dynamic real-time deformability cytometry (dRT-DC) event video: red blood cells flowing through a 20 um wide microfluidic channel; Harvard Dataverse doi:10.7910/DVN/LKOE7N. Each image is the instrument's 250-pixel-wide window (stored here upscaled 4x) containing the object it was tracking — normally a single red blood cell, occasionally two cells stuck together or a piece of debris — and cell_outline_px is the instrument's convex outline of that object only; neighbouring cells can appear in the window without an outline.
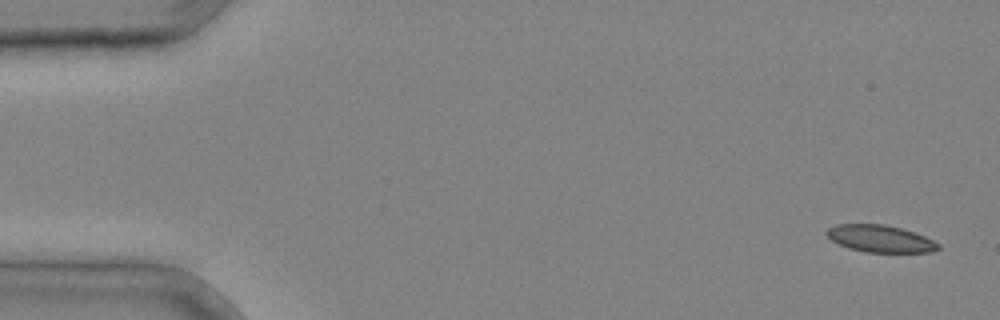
{"species": "common noctule bat (a hibernating species)", "species_latin": "Nyctalus noctula", "temperature_condition": "cold", "stored_images_in_passage": 4, "camera_frame_rate_fps": 3000, "um_per_image_px": 0.085, "animal": {"sex": "male", "body_mass_g": 20.4}, "frame": {"image": 1, "passage_image": 1, "time_ms": 0.0, "image_size_px": [1000, 320], "cell_outline_px": [[940, 248], [932, 252], [864, 252], [848, 248], [832, 240], [824, 232], [828, 228], [836, 224], [884, 224], [900, 228], [924, 236], [940, 244]], "centroid_in_image_um": [74.8, 20.29], "position_along_channel_um": 10.2, "area_um2": 17.51}}
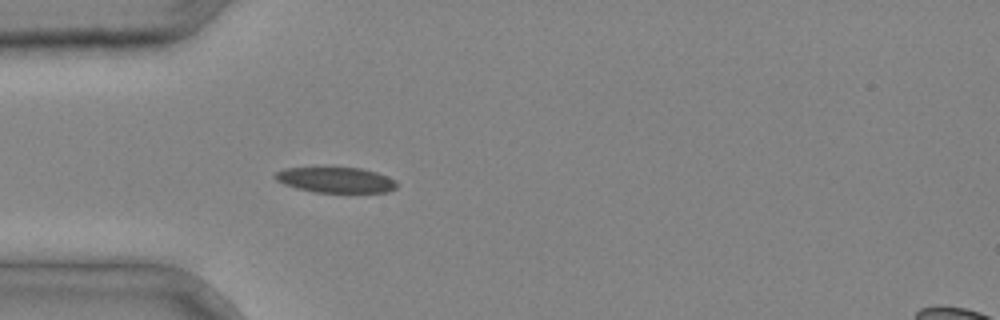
{"frame": {"image": 2, "passage_image": 4, "time_ms": 1.0, "image_size_px": [1000, 320], "cell_outline_px": [[396, 188], [388, 192], [316, 192], [296, 188], [284, 184], [276, 180], [272, 176], [276, 172], [284, 168], [360, 168], [376, 172], [388, 176], [396, 180]], "centroid_in_image_um": [28.53, 15.29], "position_along_channel_um": 56.5, "area_um2": 17.98}}